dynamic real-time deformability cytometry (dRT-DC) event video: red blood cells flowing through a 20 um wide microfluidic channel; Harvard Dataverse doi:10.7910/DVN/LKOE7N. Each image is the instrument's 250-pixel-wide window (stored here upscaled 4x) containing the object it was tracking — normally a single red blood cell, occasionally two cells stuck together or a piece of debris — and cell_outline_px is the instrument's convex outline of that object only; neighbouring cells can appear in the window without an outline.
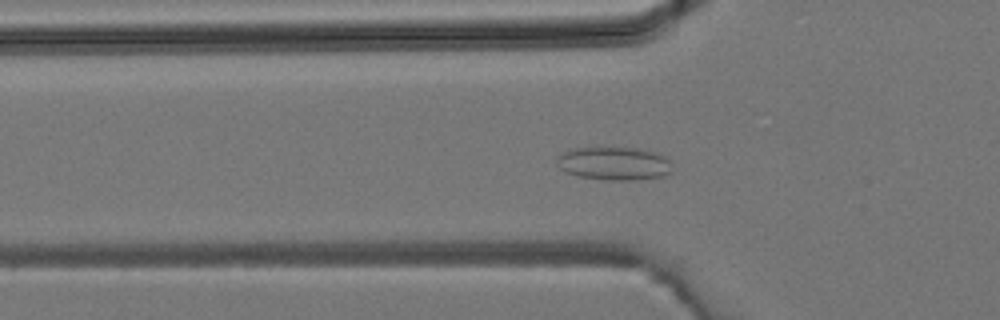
{"species": "common noctule bat (a hibernating species)", "species_latin": "Nyctalus noctula", "temperature_condition": "room temperature", "stored_images_in_passage": 40, "camera_frame_rate_fps": 3000, "um_per_image_px": 0.085, "animal": {"sex": "male", "body_mass_g": 19.2, "forearm_length_mm": 51.8}, "frame": {"image": 1, "passage_image": 14, "time_ms": 4.333, "image_size_px": [1000, 320], "cell_outline_px": [[672, 172], [664, 176], [636, 180], [608, 180], [580, 176], [564, 172], [556, 164], [556, 160], [564, 152], [572, 148], [636, 148], [656, 152], [664, 156], [668, 160]], "centroid_in_image_um": [52.2, 13.9], "position_along_channel_um": 73.6, "area_um2": 22.25}}
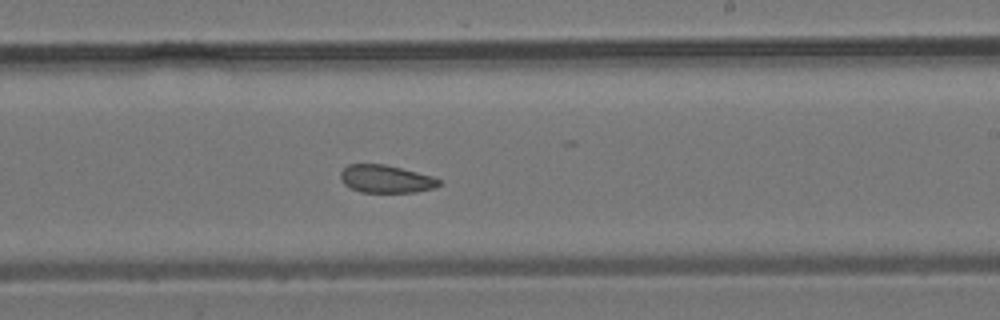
{"frame": {"image": 2, "passage_image": 25, "time_ms": 8.0, "image_size_px": [1000, 320], "cell_outline_px": [[440, 184], [432, 188], [416, 192], [360, 192], [344, 184], [340, 180], [340, 172], [348, 164], [384, 164], [432, 176], [440, 180]], "centroid_in_image_um": [32.76, 15.21], "position_along_channel_um": 256.2, "area_um2": 15.78}}
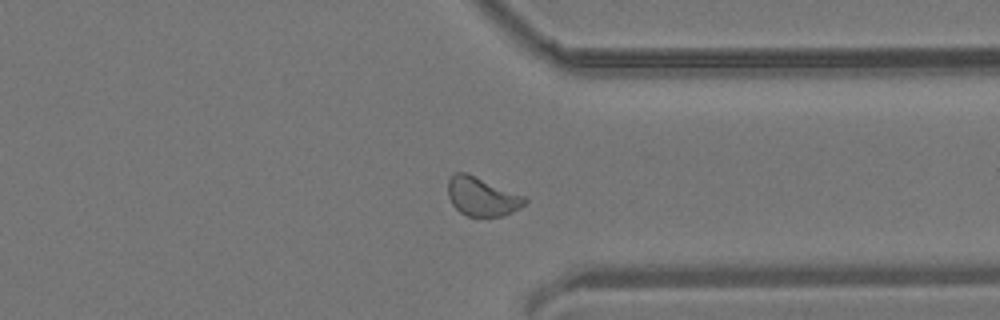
{"frame": {"image": 3, "passage_image": 32, "time_ms": 10.333, "image_size_px": [1000, 320], "cell_outline_px": [[528, 200], [520, 208], [512, 212], [500, 216], [468, 216], [460, 212], [452, 204], [448, 196], [448, 180], [456, 172], [468, 172], [528, 196]], "centroid_in_image_um": [41.01, 16.68], "position_along_channel_um": 370.4, "area_um2": 17.74}}